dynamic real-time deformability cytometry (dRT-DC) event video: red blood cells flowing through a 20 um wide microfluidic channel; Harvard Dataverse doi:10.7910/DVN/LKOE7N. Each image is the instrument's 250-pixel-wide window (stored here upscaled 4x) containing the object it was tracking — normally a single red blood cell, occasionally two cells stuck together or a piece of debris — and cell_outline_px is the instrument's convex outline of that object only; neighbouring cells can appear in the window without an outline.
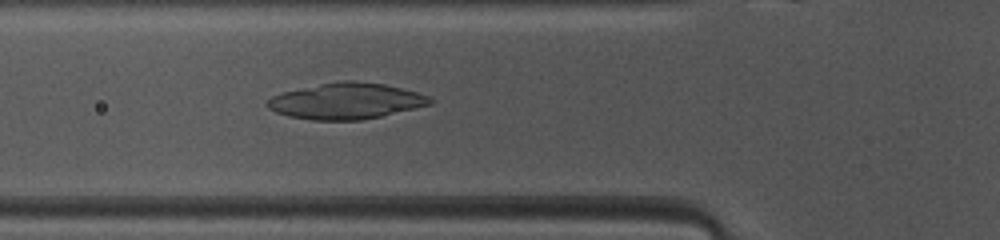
{"species": "common noctule bat (a hibernating species)", "species_latin": "Nyctalus noctula", "temperature_condition": "warm", "stored_images_in_passage": 47, "camera_frame_rate_fps": 3000, "um_per_image_px": 0.085, "animal": {"sex": "female", "body_mass_g": 10.0, "forearm_length_mm": 53.1}, "frame": {"image": 1, "passage_image": 15, "time_ms": 4.667, "image_size_px": [1000, 240], "cell_outline_px": [[432, 104], [380, 116], [360, 120], [312, 120], [288, 116], [276, 112], [268, 108], [264, 104], [272, 96], [284, 92], [320, 84], [340, 80], [352, 80], [384, 84], [416, 92], [428, 96], [432, 100]], "centroid_in_image_um": [29.39, 8.59], "position_along_channel_um": 96.4, "area_um2": 33.87}}
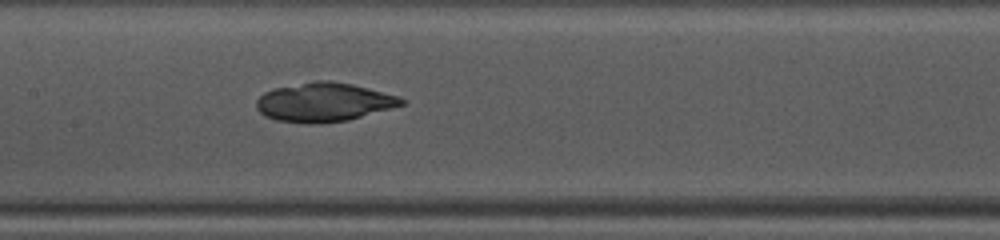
{"frame": {"image": 2, "passage_image": 21, "time_ms": 6.667, "image_size_px": [1000, 240], "cell_outline_px": [[404, 104], [348, 120], [320, 124], [308, 124], [276, 120], [264, 116], [256, 108], [256, 100], [264, 92], [272, 88], [312, 80], [328, 80], [352, 84], [368, 88], [396, 96], [404, 100]], "centroid_in_image_um": [27.45, 8.68], "position_along_channel_um": 180.0, "area_um2": 32.95}}
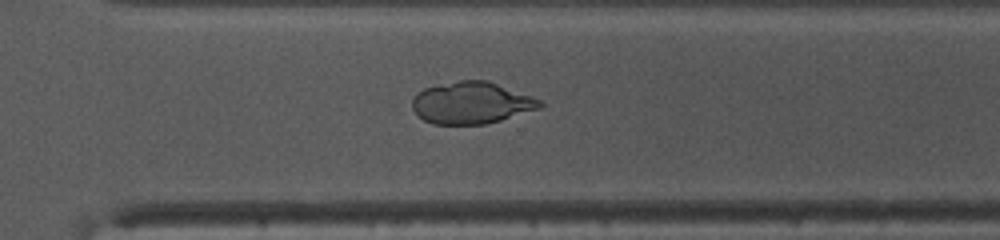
{"frame": {"image": 3, "passage_image": 32, "time_ms": 10.333, "image_size_px": [1000, 240], "cell_outline_px": [[544, 104], [540, 108], [500, 120], [484, 124], [432, 124], [424, 120], [412, 108], [412, 100], [416, 92], [424, 88], [460, 80], [488, 80], [532, 96], [540, 100]], "centroid_in_image_um": [40.07, 8.73], "position_along_channel_um": 330.5, "area_um2": 31.04}}